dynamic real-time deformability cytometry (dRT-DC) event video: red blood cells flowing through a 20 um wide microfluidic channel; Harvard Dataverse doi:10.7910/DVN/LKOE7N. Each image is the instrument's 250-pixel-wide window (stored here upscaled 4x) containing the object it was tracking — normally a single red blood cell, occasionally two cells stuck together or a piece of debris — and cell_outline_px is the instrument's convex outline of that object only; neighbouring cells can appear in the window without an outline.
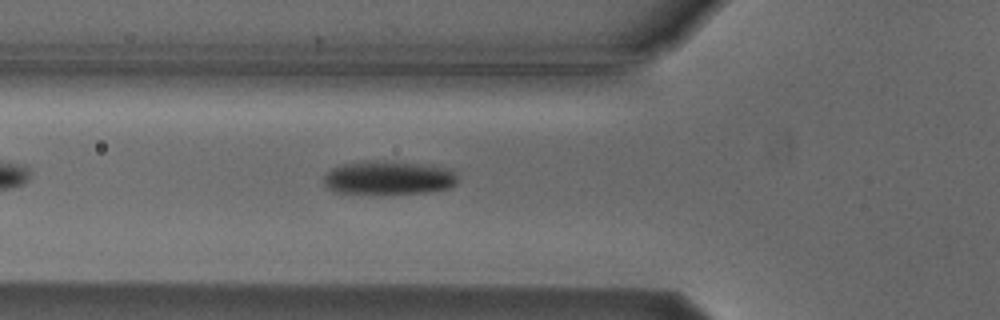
{"species": "Egyptian fruit bat (a non-hibernating species)", "species_latin": "Rousettus aegyptiacus", "temperature_condition": "cold", "stored_images_in_passage": 5, "camera_frame_rate_fps": 3000, "um_per_image_px": 0.085, "animal": {"sex": "male"}, "frame": {"image": 1, "passage_image": 5, "time_ms": 5.0, "image_size_px": [1000, 320], "cell_outline_px": [[460, 180], [452, 188], [428, 192], [332, 192], [324, 184], [324, 176], [332, 168], [344, 164], [364, 160], [376, 160], [432, 164], [452, 168], [456, 172]], "centroid_in_image_um": [33.13, 15.07], "position_along_channel_um": 92.7, "area_um2": 26.47}}